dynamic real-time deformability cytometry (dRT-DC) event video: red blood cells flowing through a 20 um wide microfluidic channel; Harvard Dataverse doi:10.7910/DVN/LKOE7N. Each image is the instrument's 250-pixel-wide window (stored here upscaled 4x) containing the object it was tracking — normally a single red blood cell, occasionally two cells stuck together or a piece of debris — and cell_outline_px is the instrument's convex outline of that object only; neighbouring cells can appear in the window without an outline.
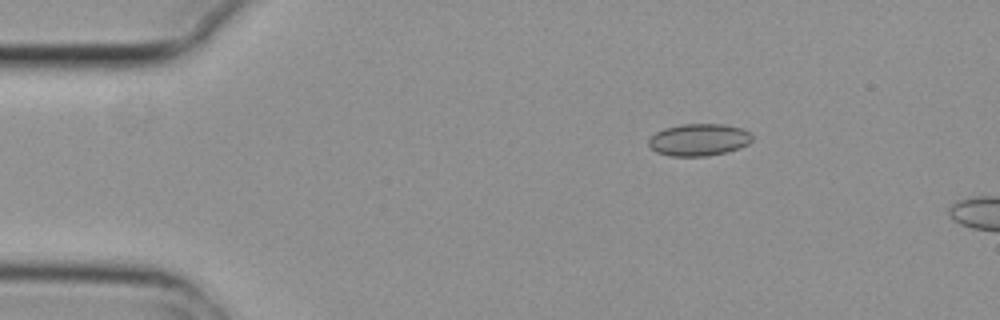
{"species": "common noctule bat (a hibernating species)", "species_latin": "Nyctalus noctula", "temperature_condition": "cold", "stored_images_in_passage": 2, "camera_frame_rate_fps": 3000, "um_per_image_px": 0.085, "animal": {"sex": "female", "body_mass_g": 29.2, "forearm_length_mm": 56.3}, "frame": {"image": 1, "passage_image": 1, "time_ms": 0.0, "image_size_px": [1000, 320], "cell_outline_px": [[752, 140], [748, 144], [740, 148], [728, 152], [708, 156], [668, 156], [656, 152], [648, 144], [648, 140], [656, 132], [664, 128], [680, 124], [724, 124], [744, 128], [752, 136]], "centroid_in_image_um": [59.42, 11.88], "position_along_channel_um": 25.6, "area_um2": 19.59}}